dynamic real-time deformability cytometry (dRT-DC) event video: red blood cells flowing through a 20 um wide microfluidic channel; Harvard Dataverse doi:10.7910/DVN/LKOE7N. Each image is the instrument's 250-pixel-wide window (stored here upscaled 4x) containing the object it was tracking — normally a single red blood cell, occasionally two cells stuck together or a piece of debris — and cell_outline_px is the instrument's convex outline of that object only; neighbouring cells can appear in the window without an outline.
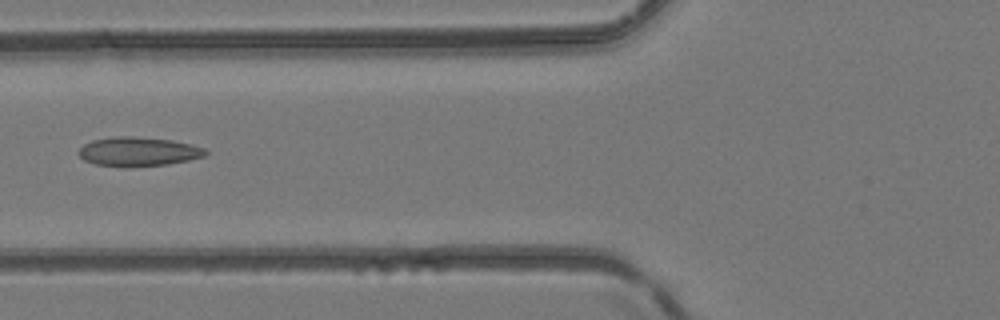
{"species": "common noctule bat (a hibernating species)", "species_latin": "Nyctalus noctula", "temperature_condition": "room temperature", "stored_images_in_passage": 5, "camera_frame_rate_fps": 3000, "um_per_image_px": 0.085, "animal": {"sex": "female", "body_mass_g": 24.6, "forearm_length_mm": 56.2}, "frame": {"image": 1, "passage_image": 4, "time_ms": 1.0, "image_size_px": [1000, 320], "cell_outline_px": [[208, 152], [204, 156], [188, 160], [168, 164], [96, 164], [84, 160], [80, 156], [80, 148], [84, 144], [92, 140], [112, 136], [132, 136], [172, 140], [192, 144], [204, 148]], "centroid_in_image_um": [11.79, 12.83], "position_along_channel_um": 114.0, "area_um2": 20.63}}
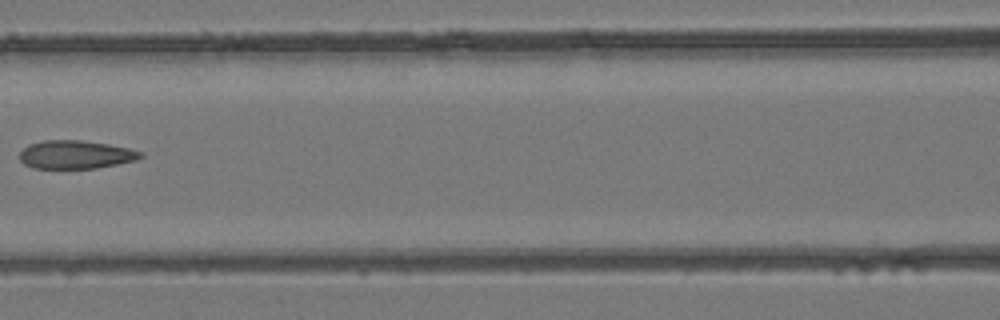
{"frame": {"image": 2, "passage_image": 5, "time_ms": 1.333, "image_size_px": [1000, 320], "cell_outline_px": [[144, 156], [136, 160], [96, 168], [32, 168], [24, 164], [20, 160], [20, 152], [28, 144], [44, 140], [80, 140], [108, 144], [128, 148], [144, 152]], "centroid_in_image_um": [6.43, 13.14], "position_along_channel_um": 160.2, "area_um2": 19.94}}